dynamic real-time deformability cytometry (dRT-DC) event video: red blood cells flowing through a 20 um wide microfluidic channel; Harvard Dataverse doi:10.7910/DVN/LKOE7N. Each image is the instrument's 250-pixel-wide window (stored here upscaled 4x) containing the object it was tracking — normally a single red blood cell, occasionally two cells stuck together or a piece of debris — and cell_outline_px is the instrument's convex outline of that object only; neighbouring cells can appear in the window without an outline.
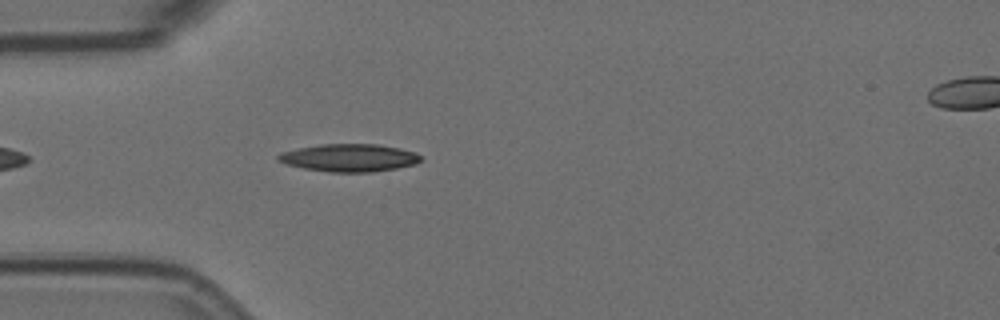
{"species": "Egyptian fruit bat (a non-hibernating species)", "species_latin": "Rousettus aegyptiacus", "temperature_condition": "room temperature", "stored_images_in_passage": 4, "segment_of_instrument_passage": [1, 2], "camera_frame_rate_fps": 3000, "um_per_image_px": 0.085, "animal": {"sex": "female"}, "frame": {"image": 1, "passage_image": 3, "time_ms": 0.667, "image_size_px": [1000, 320], "cell_outline_px": [[424, 160], [416, 164], [396, 168], [372, 172], [328, 172], [304, 168], [288, 164], [276, 160], [276, 156], [280, 152], [320, 144], [376, 144], [400, 148], [416, 152]], "centroid_in_image_um": [29.71, 13.41], "position_along_channel_um": 55.3, "area_um2": 23.06}}